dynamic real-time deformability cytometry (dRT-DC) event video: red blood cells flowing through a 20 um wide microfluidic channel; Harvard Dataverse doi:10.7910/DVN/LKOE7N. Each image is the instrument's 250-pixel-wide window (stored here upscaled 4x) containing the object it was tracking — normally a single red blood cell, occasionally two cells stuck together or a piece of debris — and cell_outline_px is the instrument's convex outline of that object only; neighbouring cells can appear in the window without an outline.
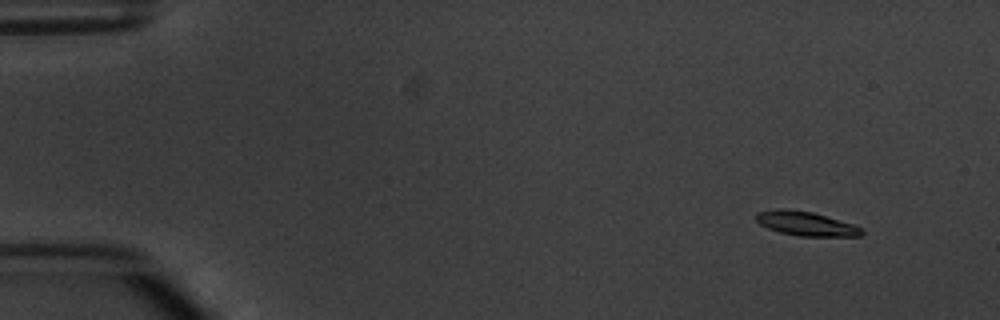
{"species": "common noctule bat (a hibernating species)", "species_latin": "Nyctalus noctula", "temperature_condition": "warm", "stored_images_in_passage": 4, "camera_frame_rate_fps": 3000, "um_per_image_px": 0.085, "animal": {"sex": "male", "body_mass_g": 20.1, "forearm_length_mm": 53.5}, "frame": {"image": 1, "passage_image": 1, "time_ms": 0.0, "image_size_px": [1000, 320], "cell_outline_px": [[864, 232], [860, 236], [800, 236], [780, 232], [768, 228], [760, 224], [756, 220], [756, 212], [780, 208], [812, 212], [856, 224]], "centroid_in_image_um": [68.52, 19.0], "position_along_channel_um": 16.5, "area_um2": 14.85}}
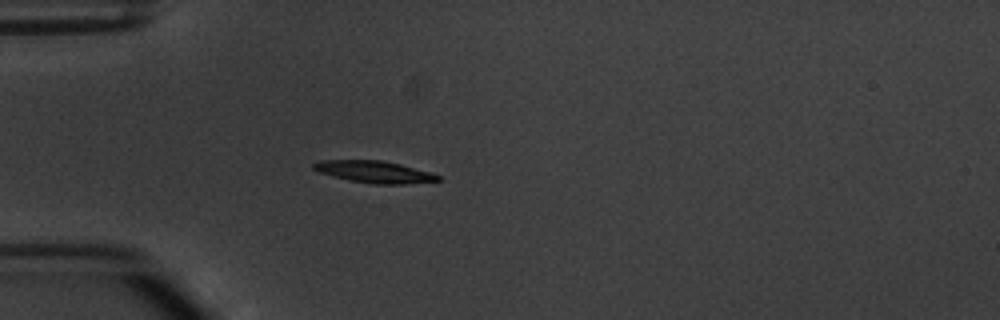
{"frame": {"image": 2, "passage_image": 4, "time_ms": 3.667, "image_size_px": [1000, 320], "cell_outline_px": [[440, 180], [404, 184], [376, 184], [348, 180], [316, 172], [312, 168], [312, 164], [320, 160], [380, 160], [400, 164], [428, 172], [440, 176]], "centroid_in_image_um": [31.73, 14.6], "position_along_channel_um": 53.3, "area_um2": 15.78}}